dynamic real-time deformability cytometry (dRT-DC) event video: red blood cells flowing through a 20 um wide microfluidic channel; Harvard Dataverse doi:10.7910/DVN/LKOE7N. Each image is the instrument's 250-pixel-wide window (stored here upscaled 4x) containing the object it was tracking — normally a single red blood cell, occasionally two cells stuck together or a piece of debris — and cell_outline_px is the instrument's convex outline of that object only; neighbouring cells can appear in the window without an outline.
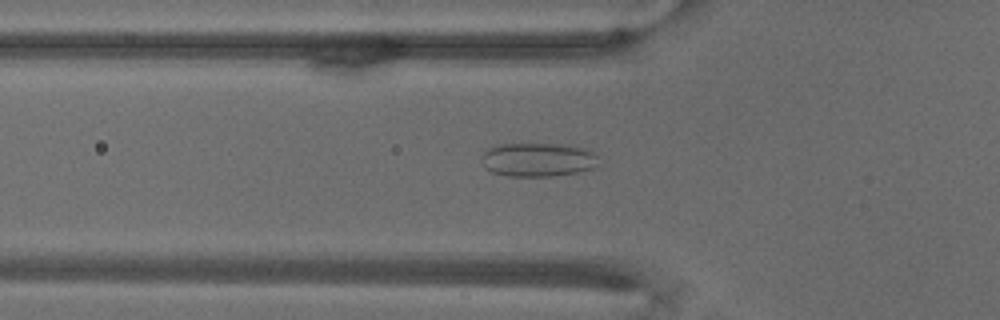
{"species": "common noctule bat (a hibernating species)", "species_latin": "Nyctalus noctula", "temperature_condition": "warm", "stored_images_in_passage": 63, "camera_frame_rate_fps": 3000, "um_per_image_px": 0.085, "animal": {"sex": "male", "body_mass_g": 18.8}, "frame": {"image": 1, "passage_image": 24, "time_ms": 7.667, "image_size_px": [1000, 320], "cell_outline_px": [[596, 168], [576, 172], [552, 176], [508, 176], [492, 172], [484, 168], [480, 160], [480, 156], [492, 144], [572, 144], [588, 148], [596, 152]], "centroid_in_image_um": [45.7, 13.55], "position_along_channel_um": 80.1, "area_um2": 23.58}}
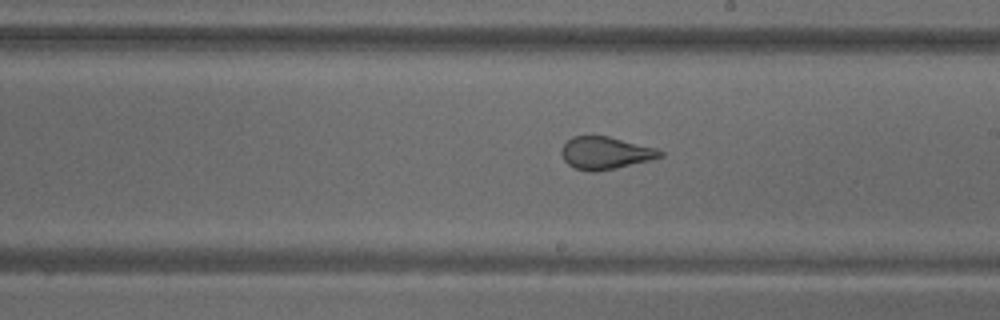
{"frame": {"image": 2, "passage_image": 40, "time_ms": 13.0, "image_size_px": [1000, 320], "cell_outline_px": [[664, 156], [616, 168], [596, 172], [588, 172], [576, 168], [568, 164], [564, 160], [560, 152], [560, 148], [572, 136], [608, 136], [656, 148], [664, 152]], "centroid_in_image_um": [51.43, 13.0], "position_along_channel_um": 237.6, "area_um2": 18.61}}
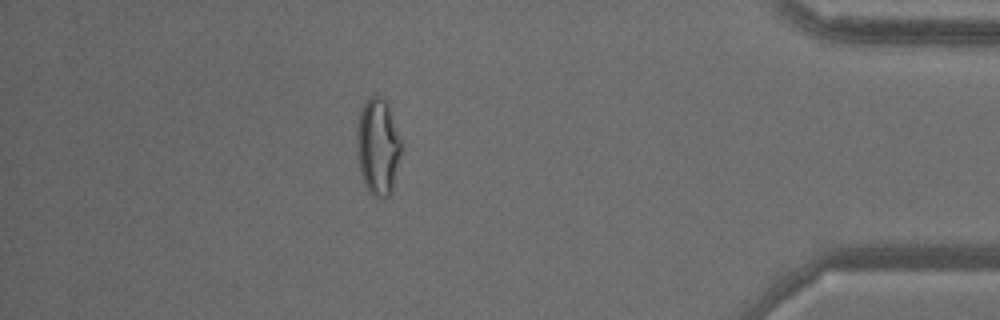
{"frame": {"image": 3, "passage_image": 61, "time_ms": 20.0, "image_size_px": [1000, 320], "cell_outline_px": [[400, 152], [392, 192], [384, 200], [372, 196], [368, 192], [364, 184], [360, 172], [356, 148], [356, 128], [360, 112], [368, 96], [372, 92], [376, 92], [388, 104], [400, 136]], "centroid_in_image_um": [32.09, 12.46], "position_along_channel_um": 403.1, "area_um2": 25.49}}